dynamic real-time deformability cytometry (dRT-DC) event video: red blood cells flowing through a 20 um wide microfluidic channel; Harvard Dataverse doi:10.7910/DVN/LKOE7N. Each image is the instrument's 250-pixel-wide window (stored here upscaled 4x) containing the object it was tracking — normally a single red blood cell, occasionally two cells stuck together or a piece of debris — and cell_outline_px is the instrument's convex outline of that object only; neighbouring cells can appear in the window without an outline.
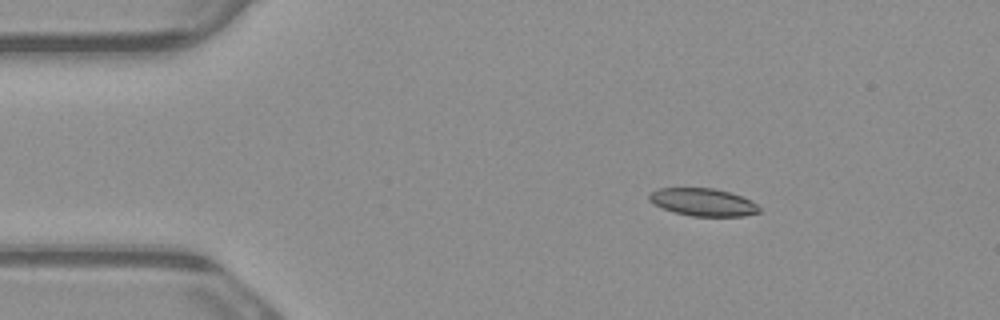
{"species": "common noctule bat (a hibernating species)", "species_latin": "Nyctalus noctula", "temperature_condition": "warm", "stored_images_in_passage": 5, "camera_frame_rate_fps": 3000, "um_per_image_px": 0.085, "animal": {"sex": "male", "body_mass_g": 23.1, "forearm_length_mm": 52.7}, "frame": {"image": 1, "passage_image": 2, "time_ms": 0.333, "image_size_px": [1000, 320], "cell_outline_px": [[760, 212], [744, 216], [692, 216], [676, 212], [664, 208], [648, 200], [648, 196], [656, 188], [712, 188], [732, 192], [752, 200], [760, 208]], "centroid_in_image_um": [59.8, 17.17], "position_along_channel_um": 25.2, "area_um2": 17.69}}
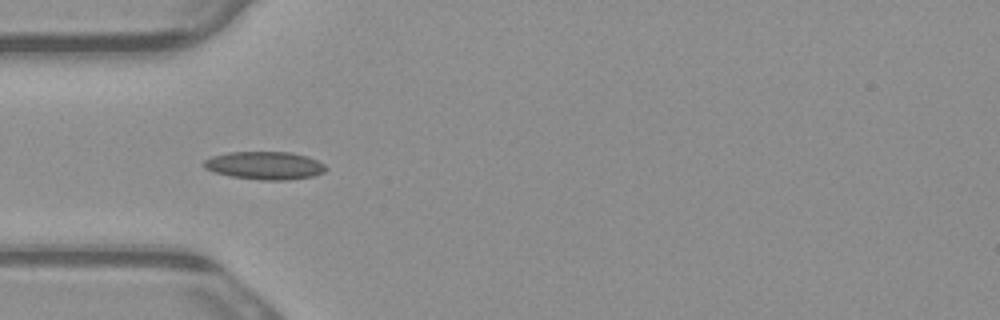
{"frame": {"image": 2, "passage_image": 4, "time_ms": 1.0, "image_size_px": [1000, 320], "cell_outline_px": [[328, 168], [324, 172], [312, 176], [288, 180], [260, 180], [232, 176], [216, 172], [204, 168], [200, 164], [204, 160], [212, 156], [228, 152], [292, 152], [308, 156], [324, 164]], "centroid_in_image_um": [22.5, 14.06], "position_along_channel_um": 62.5, "area_um2": 19.94}}
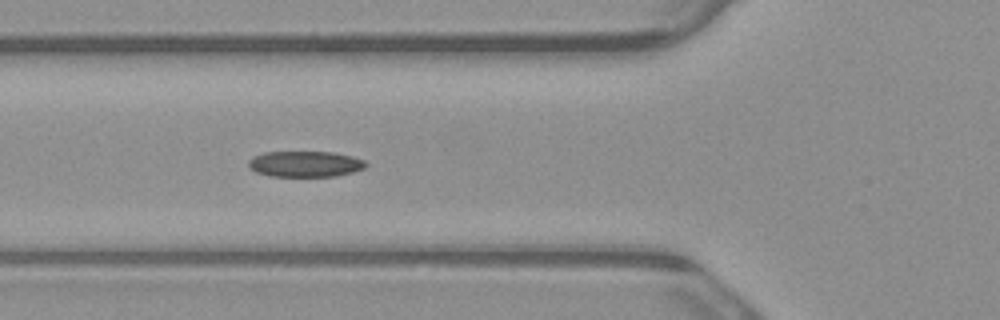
{"frame": {"image": 3, "passage_image": 5, "time_ms": 1.333, "image_size_px": [1000, 320], "cell_outline_px": [[368, 164], [364, 168], [352, 172], [336, 176], [272, 176], [256, 172], [248, 164], [248, 160], [252, 156], [264, 152], [332, 152], [352, 156], [364, 160]], "centroid_in_image_um": [25.94, 13.93], "position_along_channel_um": 99.9, "area_um2": 17.63}}